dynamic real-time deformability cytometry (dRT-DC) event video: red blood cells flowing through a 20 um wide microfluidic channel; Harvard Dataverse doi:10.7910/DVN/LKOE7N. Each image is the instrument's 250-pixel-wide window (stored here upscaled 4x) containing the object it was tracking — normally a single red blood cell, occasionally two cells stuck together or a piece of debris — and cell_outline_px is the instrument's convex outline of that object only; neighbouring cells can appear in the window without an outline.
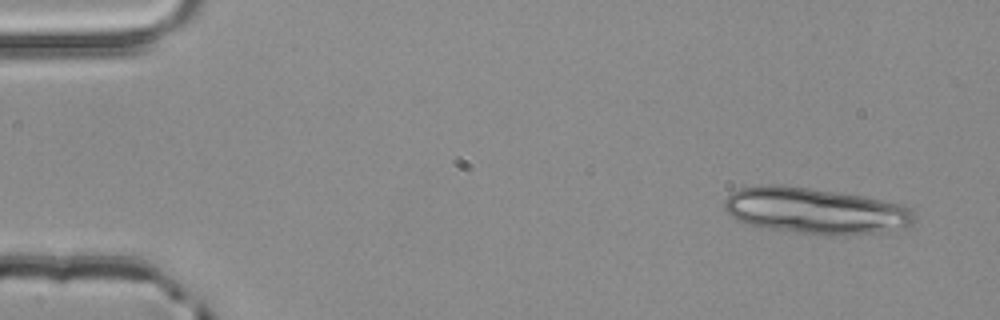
{"species": "common noctule bat (a hibernating species)", "species_latin": "Nyctalus noctula", "temperature_condition": "room temperature", "stored_images_in_passage": 3, "camera_frame_rate_fps": 3000, "um_per_image_px": 0.085, "animal": {"sex": "male", "body_mass_g": 20.4}, "frame": {"image": 1, "passage_image": 1, "time_ms": 0.0, "image_size_px": [1000, 320], "cell_outline_px": [[916, 220], [912, 224], [888, 232], [796, 232], [760, 228], [736, 220], [724, 208], [724, 200], [732, 192], [740, 188], [760, 184], [780, 184], [840, 192], [864, 196], [904, 204], [912, 208], [916, 216]], "centroid_in_image_um": [69.28, 17.87], "position_along_channel_um": 15.7, "area_um2": 50.63}}